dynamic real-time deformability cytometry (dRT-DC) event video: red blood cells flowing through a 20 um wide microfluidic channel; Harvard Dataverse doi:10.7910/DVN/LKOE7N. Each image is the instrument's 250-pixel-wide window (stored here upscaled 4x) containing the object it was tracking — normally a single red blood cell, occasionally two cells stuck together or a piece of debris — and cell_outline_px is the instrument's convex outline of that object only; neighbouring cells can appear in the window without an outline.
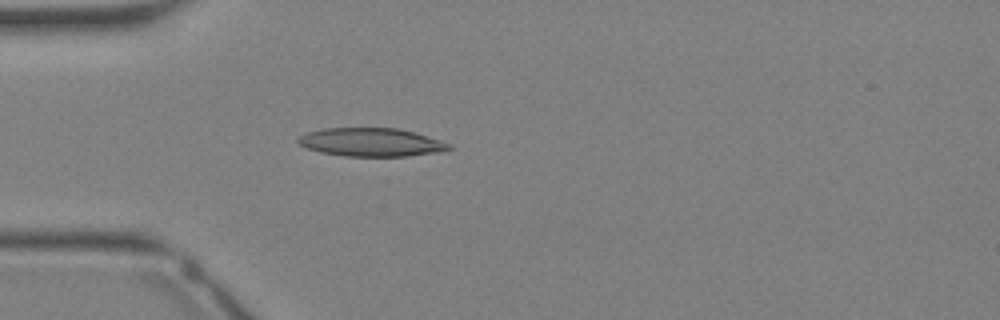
{"species": "Egyptian fruit bat (a non-hibernating species)", "species_latin": "Rousettus aegyptiacus", "temperature_condition": "warm", "stored_images_in_passage": 33, "camera_frame_rate_fps": 3000, "um_per_image_px": 0.085, "animal": {"sex": "female"}, "frame": {"image": 1, "passage_image": 9, "time_ms": 2.667, "image_size_px": [1000, 320], "cell_outline_px": [[452, 148], [440, 152], [404, 156], [344, 156], [320, 152], [308, 148], [300, 144], [296, 140], [300, 136], [308, 132], [324, 128], [396, 128], [412, 132], [440, 140], [452, 144]], "centroid_in_image_um": [31.55, 12.09], "position_along_channel_um": 53.4, "area_um2": 24.74}}
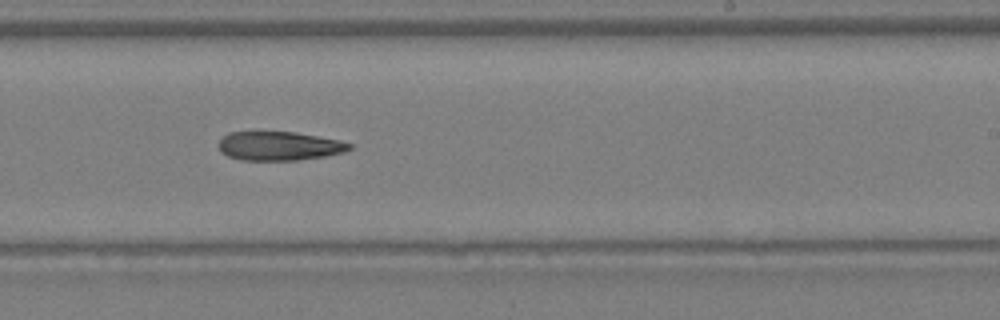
{"frame": {"image": 2, "passage_image": 20, "time_ms": 6.333, "image_size_px": [1000, 320], "cell_outline_px": [[352, 148], [344, 152], [324, 156], [296, 160], [240, 160], [228, 156], [220, 152], [216, 144], [228, 132], [292, 132], [340, 140], [352, 144]], "centroid_in_image_um": [23.69, 12.41], "position_along_channel_um": 265.3, "area_um2": 22.02}}
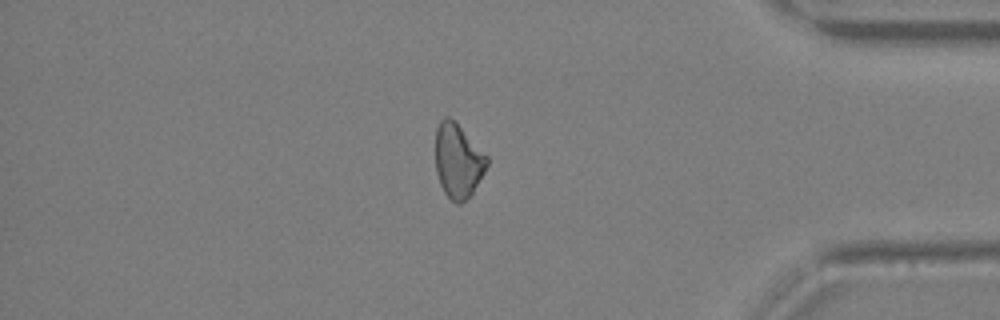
{"frame": {"image": 3, "passage_image": 28, "time_ms": 9.0, "image_size_px": [1000, 320], "cell_outline_px": [[488, 164], [484, 172], [472, 192], [460, 204], [456, 204], [444, 192], [440, 184], [436, 172], [436, 128], [440, 120], [444, 116], [448, 116], [488, 156]], "centroid_in_image_um": [38.91, 13.67], "position_along_channel_um": 396.3, "area_um2": 21.79}}